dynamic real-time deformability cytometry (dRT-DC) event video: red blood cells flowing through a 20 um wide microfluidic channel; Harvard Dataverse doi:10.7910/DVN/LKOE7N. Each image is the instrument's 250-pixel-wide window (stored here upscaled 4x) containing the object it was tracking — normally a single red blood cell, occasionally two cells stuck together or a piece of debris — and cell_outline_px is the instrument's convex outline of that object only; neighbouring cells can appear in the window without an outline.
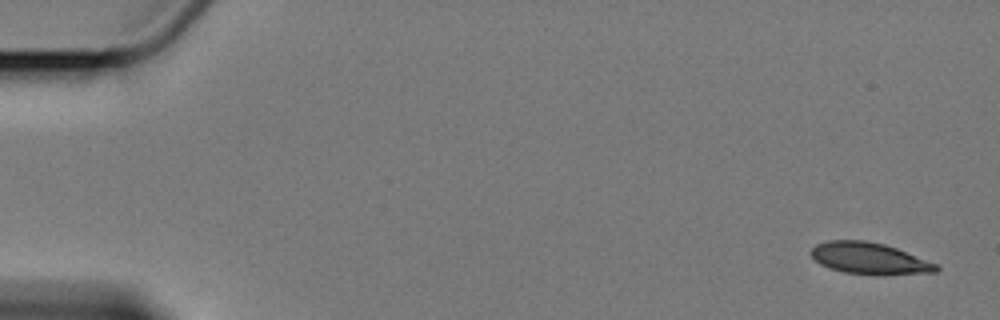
{"species": "Egyptian fruit bat (a non-hibernating species)", "species_latin": "Rousettus aegyptiacus", "temperature_condition": "cold", "stored_images_in_passage": 2, "camera_frame_rate_fps": 3000, "um_per_image_px": 0.085, "animal": {"sex": "female"}, "frame": {"image": 1, "passage_image": 2, "time_ms": 1.333, "image_size_px": [1000, 320], "cell_outline_px": [[940, 268], [936, 272], [844, 272], [828, 268], [820, 264], [812, 256], [812, 248], [816, 244], [828, 240], [864, 240], [884, 244], [896, 248], [936, 264]], "centroid_in_image_um": [73.8, 21.9], "position_along_channel_um": 11.2, "area_um2": 21.73}}